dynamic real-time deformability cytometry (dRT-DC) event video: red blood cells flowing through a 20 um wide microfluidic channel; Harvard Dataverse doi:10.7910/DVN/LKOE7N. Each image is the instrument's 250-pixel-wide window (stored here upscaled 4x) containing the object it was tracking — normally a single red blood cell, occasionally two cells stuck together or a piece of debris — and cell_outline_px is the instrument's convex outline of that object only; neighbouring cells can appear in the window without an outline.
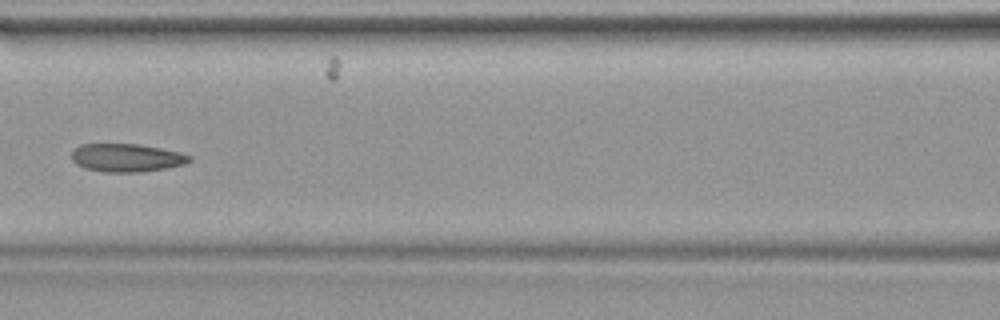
{"species": "common noctule bat (a hibernating species)", "species_latin": "Nyctalus noctula", "temperature_condition": "warm", "stored_images_in_passage": 40, "camera_frame_rate_fps": 3000, "um_per_image_px": 0.085, "animal": {"sex": "female", "body_mass_g": 19.9}, "frame": {"image": 1, "passage_image": 18, "time_ms": 5.667, "image_size_px": [1000, 320], "cell_outline_px": [[192, 160], [184, 164], [164, 168], [140, 172], [104, 172], [84, 168], [76, 164], [72, 160], [72, 148], [80, 144], [140, 144], [180, 152], [192, 156]], "centroid_in_image_um": [10.73, 13.4], "position_along_channel_um": 155.9, "area_um2": 19.42}}